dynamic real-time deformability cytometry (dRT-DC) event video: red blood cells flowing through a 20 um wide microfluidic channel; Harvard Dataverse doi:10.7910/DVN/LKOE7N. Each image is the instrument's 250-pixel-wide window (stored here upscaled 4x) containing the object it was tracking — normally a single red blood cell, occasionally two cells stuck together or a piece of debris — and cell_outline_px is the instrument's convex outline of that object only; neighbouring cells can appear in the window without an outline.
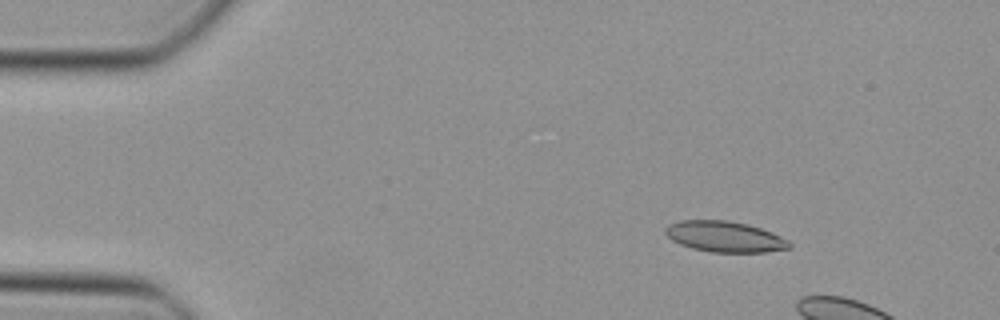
{"species": "Egyptian fruit bat (a non-hibernating species)", "species_latin": "Rousettus aegyptiacus", "temperature_condition": "cold", "stored_images_in_passage": 11, "camera_frame_rate_fps": 3000, "um_per_image_px": 0.085, "animal": {"sex": "female"}, "frame": {"image": 1, "passage_image": 7, "time_ms": 2.0, "image_size_px": [1000, 320], "cell_outline_px": [[792, 248], [764, 252], [712, 252], [692, 248], [680, 244], [672, 240], [664, 232], [664, 228], [668, 224], [680, 220], [728, 220], [748, 224], [772, 232], [788, 240], [792, 244]], "centroid_in_image_um": [61.6, 20.11], "position_along_channel_um": 23.4, "area_um2": 22.37}}